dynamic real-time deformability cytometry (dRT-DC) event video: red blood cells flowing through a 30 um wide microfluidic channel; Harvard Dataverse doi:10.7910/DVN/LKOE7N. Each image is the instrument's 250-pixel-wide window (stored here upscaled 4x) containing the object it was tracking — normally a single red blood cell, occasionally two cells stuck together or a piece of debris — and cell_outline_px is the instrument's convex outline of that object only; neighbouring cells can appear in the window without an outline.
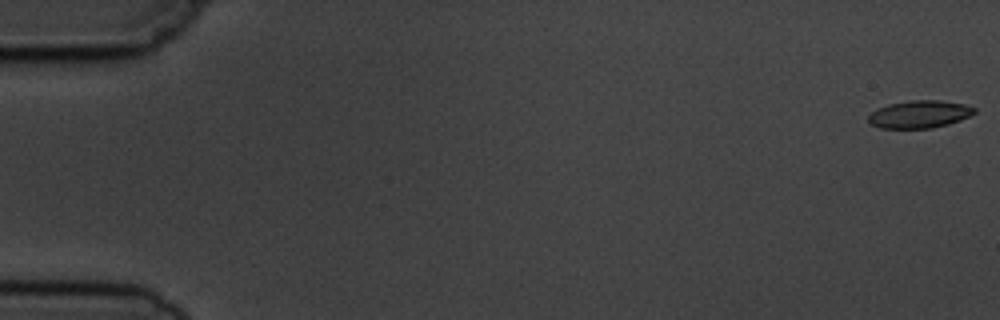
{"species": "common noctule bat (a hibernating species)", "species_latin": "Nyctalus noctula", "temperature_condition": "cold", "stored_images_in_passage": 7, "camera_frame_rate_fps": 3000, "um_per_image_px": 0.085, "animal": {"sex": "male", "body_mass_g": 19.5, "forearm_length_mm": 54.6}, "frame": {"image": 1, "passage_image": 1, "time_ms": 0.0, "image_size_px": [1000, 320], "cell_outline_px": [[976, 112], [960, 120], [948, 124], [932, 128], [880, 128], [872, 124], [868, 120], [868, 116], [872, 112], [888, 104], [908, 100], [936, 100], [964, 104], [976, 108]], "centroid_in_image_um": [78.16, 9.71], "position_along_channel_um": 6.8, "area_um2": 16.88}}
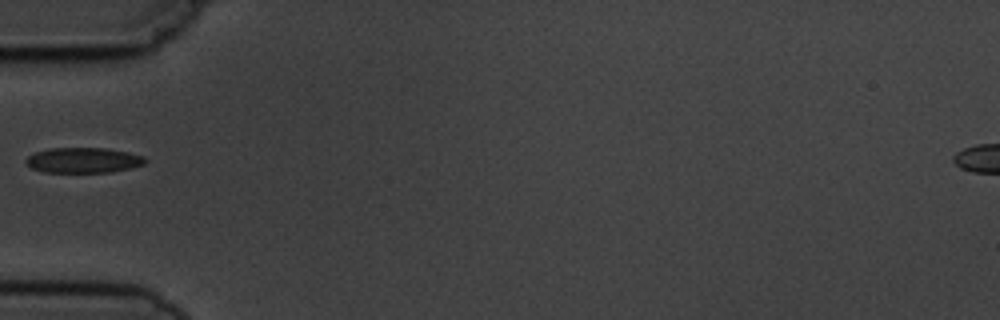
{"frame": {"image": 2, "passage_image": 6, "time_ms": 6.0, "image_size_px": [1000, 320], "cell_outline_px": [[148, 160], [144, 164], [132, 168], [112, 172], [44, 172], [32, 168], [24, 160], [28, 156], [36, 152], [48, 148], [108, 148], [128, 152], [144, 156]], "centroid_in_image_um": [7.12, 13.61], "position_along_channel_um": 77.9, "area_um2": 17.69}}
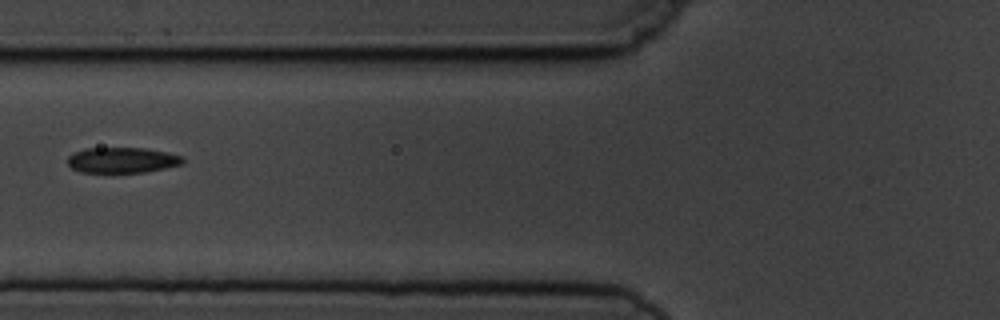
{"frame": {"image": 3, "passage_image": 7, "time_ms": 7.0, "image_size_px": [1000, 320], "cell_outline_px": [[184, 160], [180, 164], [164, 168], [144, 172], [80, 172], [72, 168], [68, 164], [68, 156], [72, 152], [84, 148], [148, 148], [168, 152], [184, 156]], "centroid_in_image_um": [10.37, 13.59], "position_along_channel_um": 115.4, "area_um2": 17.22}}